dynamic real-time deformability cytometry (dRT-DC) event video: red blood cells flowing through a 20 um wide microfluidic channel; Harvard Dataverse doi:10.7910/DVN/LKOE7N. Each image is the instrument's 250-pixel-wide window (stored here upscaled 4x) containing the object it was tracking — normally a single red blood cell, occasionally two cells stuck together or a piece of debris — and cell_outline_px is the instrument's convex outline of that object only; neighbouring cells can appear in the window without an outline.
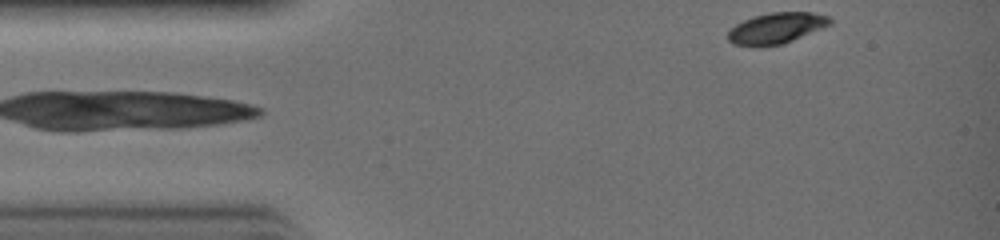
{"species": "common noctule bat (a hibernating species)", "species_latin": "Nyctalus noctula", "temperature_condition": "warm", "stored_images_in_passage": 9, "camera_frame_rate_fps": 3000, "um_per_image_px": 0.085, "animal": {"sex": "female", "body_mass_g": 19.0, "forearm_length_mm": 51.5}, "frame": {"image": 1, "passage_image": 9, "time_ms": 2.667, "image_size_px": [1000, 240], "cell_outline_px": [[832, 24], [784, 44], [732, 44], [728, 40], [728, 28], [752, 16], [772, 12], [812, 12], [828, 16], [832, 20]], "centroid_in_image_um": [66.01, 2.36], "position_along_channel_um": 19.0, "area_um2": 18.09}}